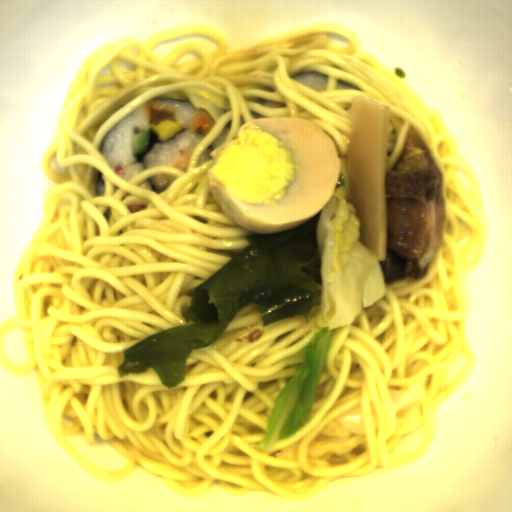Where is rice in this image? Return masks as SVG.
<instances>
[{
	"label": "rice",
	"instance_id": "obj_1",
	"mask_svg": "<svg viewBox=\"0 0 512 512\" xmlns=\"http://www.w3.org/2000/svg\"><path fill=\"white\" fill-rule=\"evenodd\" d=\"M171 119L180 124V129L163 142L149 126ZM198 119L208 122L212 128L216 123L211 113L194 104L158 98L141 105L111 127L100 142L99 153L113 171L136 161L144 163L147 169L163 166L186 171L197 147L212 129L206 135L195 134L193 126ZM147 129L151 134L147 150L134 155L131 134Z\"/></svg>",
	"mask_w": 512,
	"mask_h": 512
},
{
	"label": "rice",
	"instance_id": "obj_2",
	"mask_svg": "<svg viewBox=\"0 0 512 512\" xmlns=\"http://www.w3.org/2000/svg\"><path fill=\"white\" fill-rule=\"evenodd\" d=\"M293 80L301 83L314 92L326 91L328 79L318 72H302L292 76Z\"/></svg>",
	"mask_w": 512,
	"mask_h": 512
},
{
	"label": "rice",
	"instance_id": "obj_3",
	"mask_svg": "<svg viewBox=\"0 0 512 512\" xmlns=\"http://www.w3.org/2000/svg\"><path fill=\"white\" fill-rule=\"evenodd\" d=\"M177 180L178 179L173 176H152L142 180L137 187L141 189H149L155 194H161L165 192Z\"/></svg>",
	"mask_w": 512,
	"mask_h": 512
},
{
	"label": "rice",
	"instance_id": "obj_4",
	"mask_svg": "<svg viewBox=\"0 0 512 512\" xmlns=\"http://www.w3.org/2000/svg\"><path fill=\"white\" fill-rule=\"evenodd\" d=\"M337 91H354L360 89L358 86L336 78Z\"/></svg>",
	"mask_w": 512,
	"mask_h": 512
}]
</instances>
